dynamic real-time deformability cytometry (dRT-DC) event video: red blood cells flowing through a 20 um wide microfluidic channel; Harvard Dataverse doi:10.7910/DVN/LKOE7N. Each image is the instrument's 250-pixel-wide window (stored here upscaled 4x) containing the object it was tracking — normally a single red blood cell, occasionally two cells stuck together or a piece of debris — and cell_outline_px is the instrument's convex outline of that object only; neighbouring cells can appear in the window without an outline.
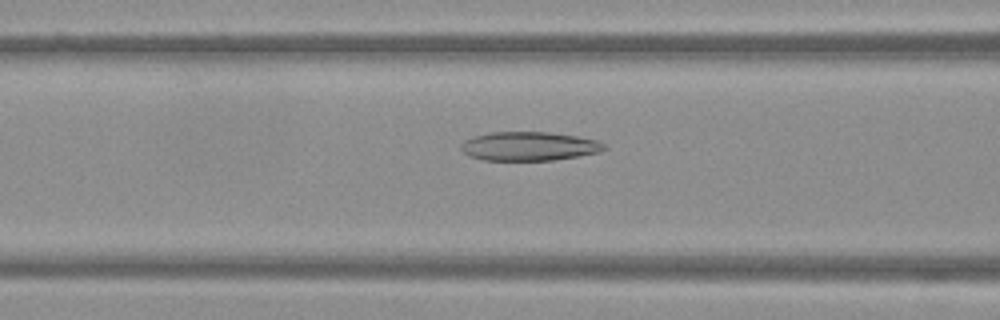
{"species": "Egyptian fruit bat (a non-hibernating species)", "species_latin": "Rousettus aegyptiacus", "temperature_condition": "warm", "stored_images_in_passage": 51, "camera_frame_rate_fps": 3000, "um_per_image_px": 0.085, "frame": {"image": 1, "passage_image": 21, "time_ms": 6.667, "image_size_px": [1000, 320], "cell_outline_px": [[608, 148], [600, 152], [552, 160], [484, 160], [468, 156], [460, 148], [460, 144], [464, 140], [472, 136], [492, 132], [548, 132], [576, 136], [596, 140], [604, 144]], "centroid_in_image_um": [44.93, 12.43], "position_along_channel_um": 121.7, "area_um2": 24.1}}
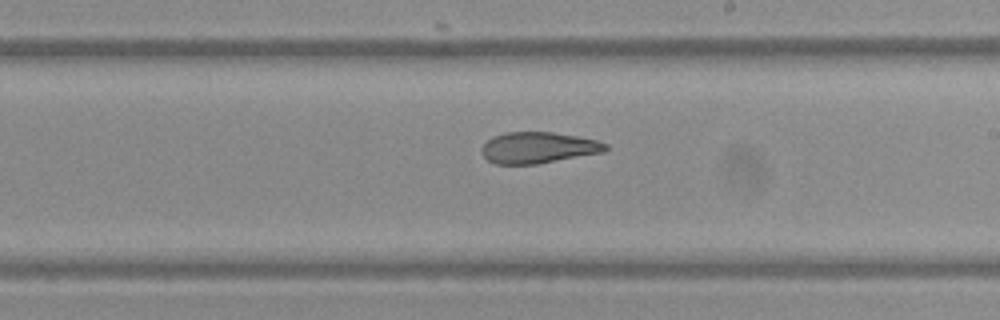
{"frame": {"image": 2, "passage_image": 30, "time_ms": 9.667, "image_size_px": [1000, 320], "cell_outline_px": [[608, 148], [604, 152], [536, 164], [496, 164], [488, 160], [480, 152], [480, 148], [492, 136], [504, 132], [552, 132], [576, 136], [596, 140], [608, 144]], "centroid_in_image_um": [45.72, 12.55], "position_along_channel_um": 243.3, "area_um2": 22.54}}
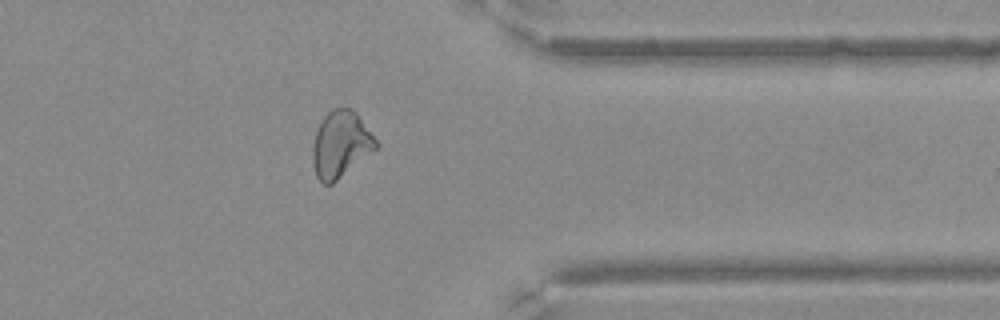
{"frame": {"image": 3, "passage_image": 41, "time_ms": 13.333, "image_size_px": [1000, 320], "cell_outline_px": [[380, 144], [376, 148], [332, 184], [324, 184], [316, 176], [312, 164], [312, 148], [316, 132], [324, 116], [332, 108], [348, 108], [356, 112]], "centroid_in_image_um": [28.94, 12.27], "position_along_channel_um": 382.5, "area_um2": 24.22}}